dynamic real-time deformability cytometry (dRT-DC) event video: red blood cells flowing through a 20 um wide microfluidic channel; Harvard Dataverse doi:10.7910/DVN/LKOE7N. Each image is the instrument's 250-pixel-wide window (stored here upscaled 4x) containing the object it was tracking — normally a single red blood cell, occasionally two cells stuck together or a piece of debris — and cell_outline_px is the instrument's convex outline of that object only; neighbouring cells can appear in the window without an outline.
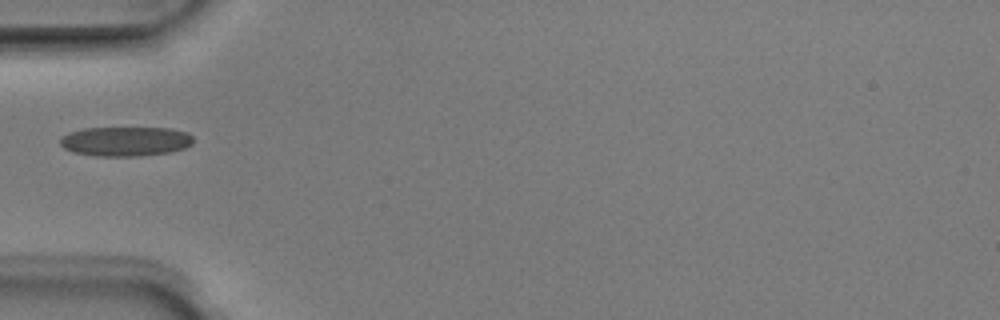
{"species": "Egyptian fruit bat (a non-hibernating species)", "species_latin": "Rousettus aegyptiacus", "temperature_condition": "room temperature", "stored_images_in_passage": 2, "camera_frame_rate_fps": 3000, "um_per_image_px": 0.085, "animal": {"sex": "male"}, "frame": {"image": 1, "passage_image": 1, "time_ms": 0.0, "image_size_px": [1000, 320], "cell_outline_px": [[192, 144], [184, 148], [172, 152], [140, 156], [92, 156], [72, 152], [64, 148], [60, 144], [60, 136], [68, 132], [84, 128], [168, 128], [188, 132], [192, 136]], "centroid_in_image_um": [10.63, 12.02], "position_along_channel_um": 74.4, "area_um2": 23.18}}
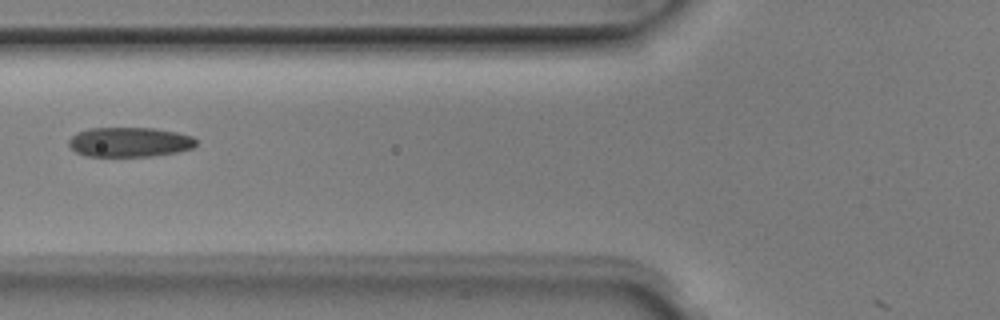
{"frame": {"image": 2, "passage_image": 2, "time_ms": 0.333, "image_size_px": [1000, 320], "cell_outline_px": [[196, 144], [192, 148], [176, 152], [152, 156], [84, 156], [76, 152], [68, 144], [68, 140], [72, 136], [88, 128], [152, 128], [176, 132], [192, 136], [196, 140]], "centroid_in_image_um": [11.0, 12.08], "position_along_channel_um": 114.8, "area_um2": 21.91}}